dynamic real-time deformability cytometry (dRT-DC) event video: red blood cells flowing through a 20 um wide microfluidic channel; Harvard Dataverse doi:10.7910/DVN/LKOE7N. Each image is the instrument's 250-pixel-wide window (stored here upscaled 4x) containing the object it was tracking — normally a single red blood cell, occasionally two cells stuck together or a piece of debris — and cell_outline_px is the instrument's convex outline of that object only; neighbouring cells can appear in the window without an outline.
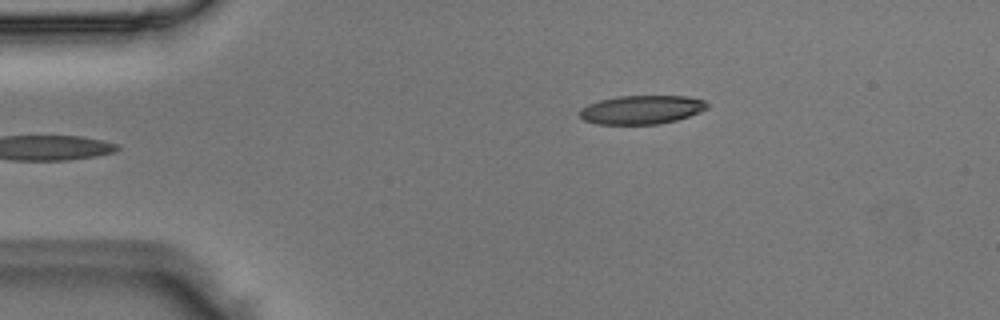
{"species": "Egyptian fruit bat (a non-hibernating species)", "species_latin": "Rousettus aegyptiacus", "temperature_condition": "room temperature", "stored_images_in_passage": 5, "camera_frame_rate_fps": 3000, "um_per_image_px": 0.085, "animal": {"sex": "male"}, "frame": {"image": 1, "passage_image": 5, "time_ms": 1.333, "image_size_px": [1000, 320], "cell_outline_px": [[708, 108], [700, 112], [676, 120], [656, 124], [596, 124], [584, 120], [576, 112], [580, 108], [588, 104], [600, 100], [620, 96], [688, 96], [704, 100], [708, 104]], "centroid_in_image_um": [54.51, 9.32], "position_along_channel_um": 30.5, "area_um2": 21.39}}